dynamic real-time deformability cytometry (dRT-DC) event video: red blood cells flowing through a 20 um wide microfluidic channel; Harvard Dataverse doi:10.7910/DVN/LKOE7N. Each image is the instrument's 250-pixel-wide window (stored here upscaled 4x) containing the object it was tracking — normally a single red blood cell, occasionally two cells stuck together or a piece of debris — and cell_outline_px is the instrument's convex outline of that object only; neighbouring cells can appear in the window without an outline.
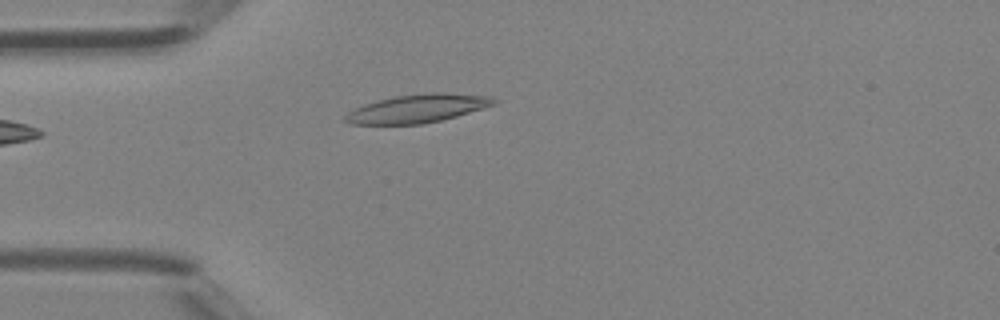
{"species": "Egyptian fruit bat (a non-hibernating species)", "species_latin": "Rousettus aegyptiacus", "temperature_condition": "room temperature", "stored_images_in_passage": 4, "camera_frame_rate_fps": 3000, "um_per_image_px": 0.085, "animal": {"sex": "female"}, "frame": {"image": 1, "passage_image": 4, "time_ms": 1.0, "image_size_px": [1000, 320], "cell_outline_px": [[500, 100], [496, 104], [484, 108], [456, 116], [440, 120], [420, 124], [352, 124], [344, 120], [344, 116], [348, 112], [364, 104], [376, 100], [392, 96], [432, 92], [444, 92], [492, 96]], "centroid_in_image_um": [35.53, 9.2], "position_along_channel_um": 49.5, "area_um2": 24.68}}